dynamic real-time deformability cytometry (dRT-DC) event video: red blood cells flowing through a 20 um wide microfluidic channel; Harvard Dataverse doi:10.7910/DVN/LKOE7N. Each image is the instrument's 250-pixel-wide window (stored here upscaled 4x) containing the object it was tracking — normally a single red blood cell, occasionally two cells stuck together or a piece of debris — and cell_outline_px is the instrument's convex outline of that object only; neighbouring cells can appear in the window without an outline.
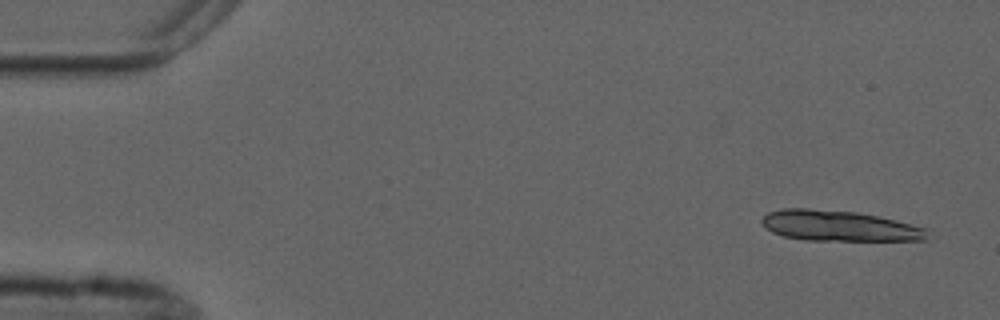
{"species": "common noctule bat (a hibernating species)", "species_latin": "Nyctalus noctula", "temperature_condition": "cold", "stored_images_in_passage": 6, "camera_frame_rate_fps": 3000, "um_per_image_px": 0.085, "animal": {"sex": "male", "forearm_length_mm": 52.5}, "frame": {"image": 1, "passage_image": 1, "time_ms": 0.0, "image_size_px": [1000, 320], "cell_outline_px": [[928, 240], [804, 240], [784, 236], [772, 232], [760, 220], [768, 212], [784, 208], [808, 208], [856, 212], [896, 220], [924, 228]], "centroid_in_image_um": [71.28, 19.19], "position_along_channel_um": 13.7, "area_um2": 29.13}}
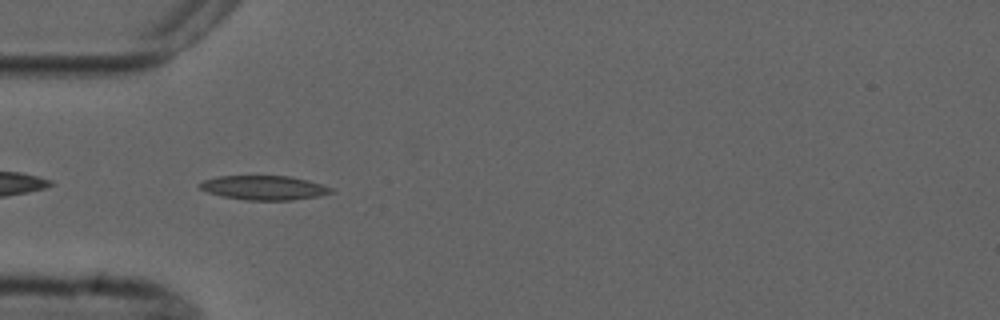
{"frame": {"image": 2, "passage_image": 5, "time_ms": 4.667, "image_size_px": [1000, 320], "cell_outline_px": [[336, 192], [316, 196], [292, 200], [244, 200], [224, 196], [208, 192], [200, 188], [196, 184], [204, 180], [216, 176], [288, 176], [308, 180], [332, 188]], "centroid_in_image_um": [22.42, 15.95], "position_along_channel_um": 62.6, "area_um2": 18.5}}
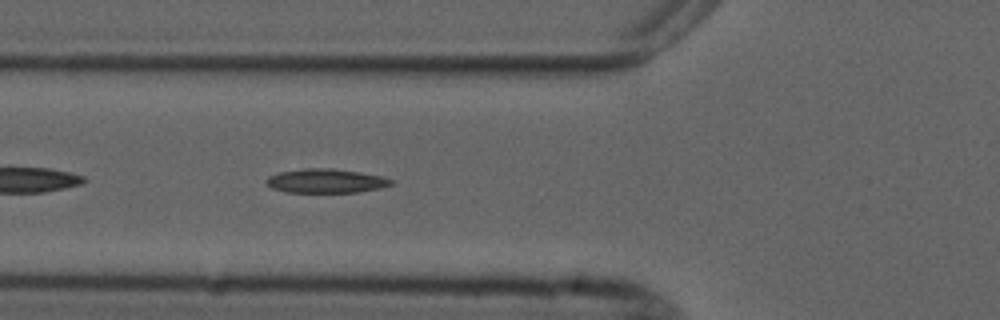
{"frame": {"image": 3, "passage_image": 6, "time_ms": 5.667, "image_size_px": [1000, 320], "cell_outline_px": [[396, 184], [380, 188], [356, 192], [288, 192], [272, 188], [264, 180], [268, 176], [280, 172], [304, 168], [332, 168], [360, 172], [380, 176], [396, 180]], "centroid_in_image_um": [27.74, 15.37], "position_along_channel_um": 98.1, "area_um2": 17.57}}